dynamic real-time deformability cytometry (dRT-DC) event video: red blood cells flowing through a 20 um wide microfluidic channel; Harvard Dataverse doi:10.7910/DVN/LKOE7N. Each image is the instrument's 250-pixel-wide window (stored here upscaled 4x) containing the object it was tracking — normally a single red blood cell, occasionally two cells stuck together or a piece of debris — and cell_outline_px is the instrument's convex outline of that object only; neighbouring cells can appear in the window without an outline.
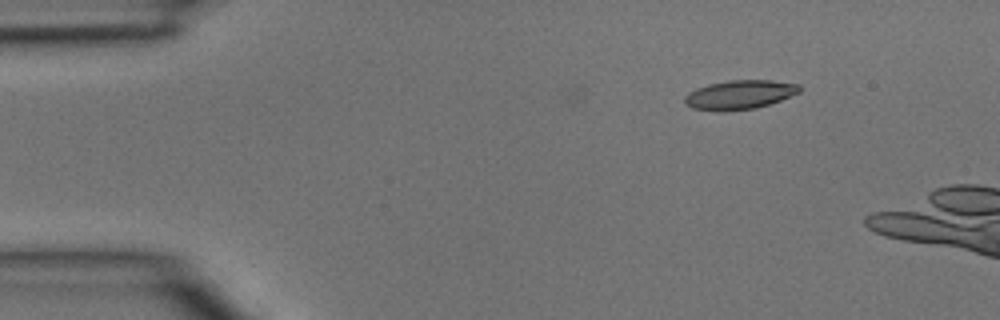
{"species": "common noctule bat (a hibernating species)", "species_latin": "Nyctalus noctula", "temperature_condition": "room temperature", "stored_images_in_passage": 3, "camera_frame_rate_fps": 3000, "um_per_image_px": 0.085, "animal": {"sex": "male", "body_mass_g": 15.6}, "frame": {"image": 1, "passage_image": 1, "time_ms": 0.0, "image_size_px": [1000, 320], "cell_outline_px": [[800, 92], [780, 100], [756, 108], [692, 108], [684, 104], [684, 96], [688, 92], [696, 88], [708, 84], [728, 80], [772, 80], [800, 84]], "centroid_in_image_um": [62.9, 7.99], "position_along_channel_um": 22.1, "area_um2": 18.73}}